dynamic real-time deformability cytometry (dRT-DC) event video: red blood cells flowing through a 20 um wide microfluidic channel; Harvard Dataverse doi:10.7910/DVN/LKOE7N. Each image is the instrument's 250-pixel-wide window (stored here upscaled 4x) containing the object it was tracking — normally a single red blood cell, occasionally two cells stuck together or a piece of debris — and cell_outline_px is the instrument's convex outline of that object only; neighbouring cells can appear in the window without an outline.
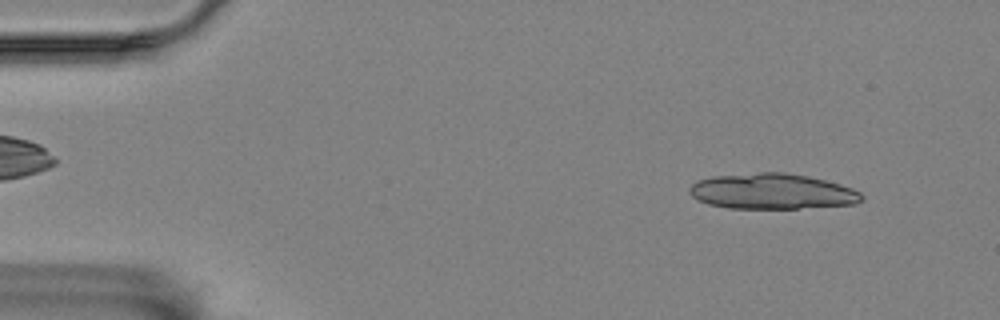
{"species": "Egyptian fruit bat (a non-hibernating species)", "species_latin": "Rousettus aegyptiacus", "temperature_condition": "room temperature", "stored_images_in_passage": 53, "segment_of_instrument_passage": [1, 2], "camera_frame_rate_fps": 3000, "um_per_image_px": 0.085, "animal": {"sex": "female"}, "frame": {"image": 1, "passage_image": 5, "time_ms": 1.333, "image_size_px": [1000, 320], "cell_outline_px": [[864, 196], [856, 204], [796, 208], [728, 208], [708, 204], [696, 200], [688, 192], [688, 188], [696, 180], [712, 176], [760, 172], [784, 172], [808, 176], [840, 184], [852, 188], [860, 192]], "centroid_in_image_um": [65.58, 16.26], "position_along_channel_um": 19.4, "area_um2": 35.78}}